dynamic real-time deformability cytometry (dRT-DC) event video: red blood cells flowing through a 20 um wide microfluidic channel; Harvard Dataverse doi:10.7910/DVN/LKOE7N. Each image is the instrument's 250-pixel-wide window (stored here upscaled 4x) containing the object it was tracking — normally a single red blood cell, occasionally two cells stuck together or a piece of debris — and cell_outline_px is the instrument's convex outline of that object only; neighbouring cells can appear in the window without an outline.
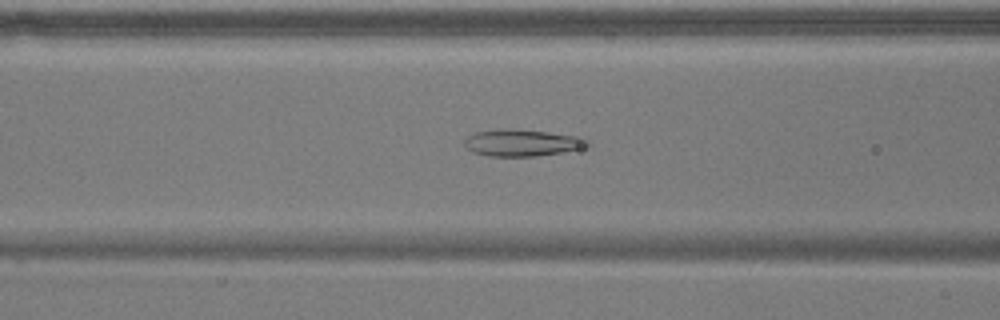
{"species": "common noctule bat (a hibernating species)", "species_latin": "Nyctalus noctula", "temperature_condition": "warm", "stored_images_in_passage": 52, "camera_frame_rate_fps": 3000, "um_per_image_px": 0.085, "animal": {"sex": "male", "body_mass_g": 17.9}, "frame": {"image": 1, "passage_image": 21, "time_ms": 6.667, "image_size_px": [1000, 320], "cell_outline_px": [[592, 144], [580, 148], [560, 152], [536, 156], [488, 156], [472, 152], [464, 144], [464, 140], [468, 136], [476, 132], [504, 128], [548, 132], [584, 136]], "centroid_in_image_um": [44.39, 12.13], "position_along_channel_um": 122.2, "area_um2": 19.19}}
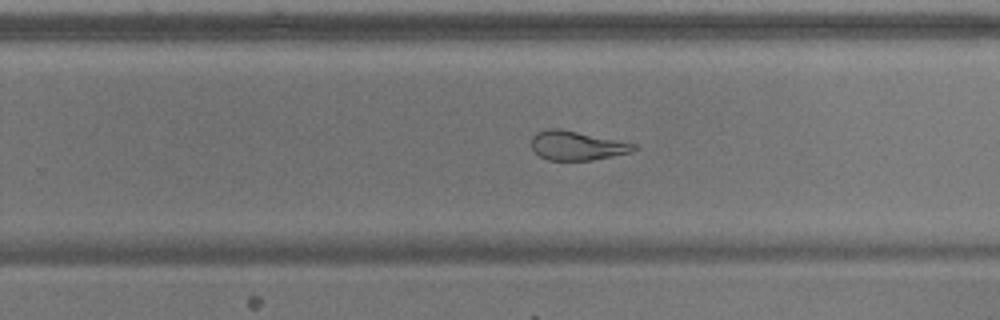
{"frame": {"image": 2, "passage_image": 34, "time_ms": 11.0, "image_size_px": [1000, 320], "cell_outline_px": [[640, 148], [632, 152], [592, 160], [548, 160], [540, 156], [532, 148], [532, 136], [536, 132], [548, 128], [560, 128], [620, 140], [636, 144]], "centroid_in_image_um": [49.07, 12.36], "position_along_channel_um": 280.7, "area_um2": 17.57}}
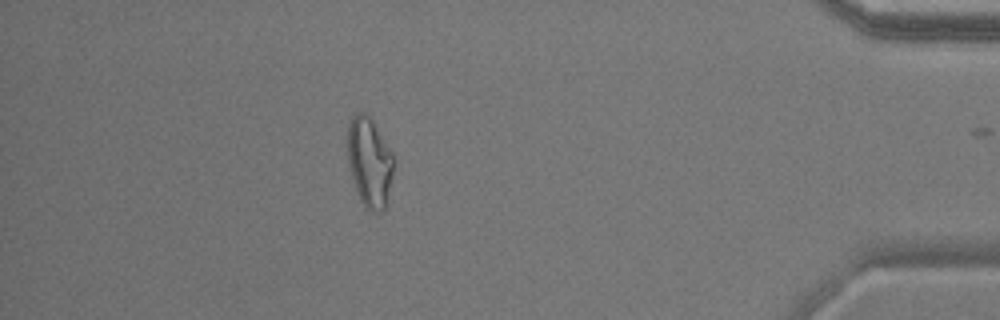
{"frame": {"image": 3, "passage_image": 48, "time_ms": 15.667, "image_size_px": [1000, 320], "cell_outline_px": [[392, 176], [384, 212], [372, 212], [360, 200], [348, 164], [348, 124], [352, 116], [356, 112], [364, 112], [372, 120], [392, 152]], "centroid_in_image_um": [31.39, 13.77], "position_along_channel_um": 403.8, "area_um2": 23.64}, "authors_computed_cell_mechanics": {"area_um2": 22.5709, "velocity_mm_per_s": 3.6622, "shape_relaxation_time_tau1_ms": null, "shape_relaxation_time_tau2_ms": 2.985, "deformation_change_tau1": null, "deformation_change_tau2": 0.1117}}